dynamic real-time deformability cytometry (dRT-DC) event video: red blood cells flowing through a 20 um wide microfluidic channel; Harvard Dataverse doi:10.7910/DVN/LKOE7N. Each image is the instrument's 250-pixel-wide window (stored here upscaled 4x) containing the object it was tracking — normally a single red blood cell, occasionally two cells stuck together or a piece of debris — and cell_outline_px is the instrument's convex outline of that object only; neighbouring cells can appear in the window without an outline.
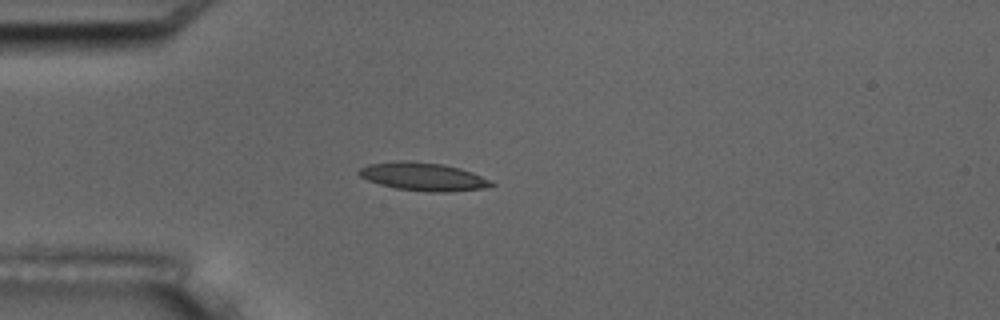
{"species": "common noctule bat (a hibernating species)", "species_latin": "Nyctalus noctula", "temperature_condition": "room temperature", "stored_images_in_passage": 5, "camera_frame_rate_fps": 3000, "um_per_image_px": 0.085, "animal": {"sex": "male", "body_mass_g": 17.5, "forearm_length_mm": 52.3}, "frame": {"image": 1, "passage_image": 4, "time_ms": 4.333, "image_size_px": [1000, 320], "cell_outline_px": [[496, 184], [484, 188], [448, 192], [432, 192], [396, 188], [380, 184], [368, 180], [360, 176], [356, 172], [360, 168], [368, 164], [400, 160], [412, 160], [440, 164], [460, 168], [472, 172]], "centroid_in_image_um": [35.93, 15.0], "position_along_channel_um": 49.1, "area_um2": 21.56}}